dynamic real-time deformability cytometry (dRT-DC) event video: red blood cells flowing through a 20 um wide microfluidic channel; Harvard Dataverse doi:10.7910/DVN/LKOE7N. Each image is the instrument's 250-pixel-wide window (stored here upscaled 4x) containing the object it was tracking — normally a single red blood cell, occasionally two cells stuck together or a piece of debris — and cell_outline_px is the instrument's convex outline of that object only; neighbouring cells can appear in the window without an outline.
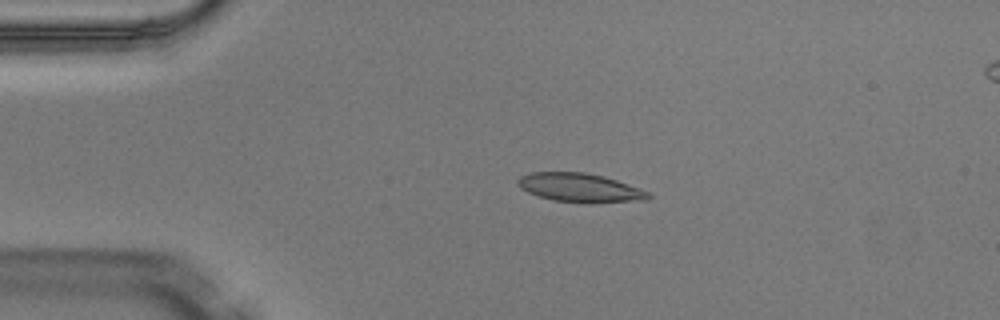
{"species": "Egyptian fruit bat (a non-hibernating species)", "species_latin": "Rousettus aegyptiacus", "temperature_condition": "warm", "stored_images_in_passage": 4, "camera_frame_rate_fps": 3000, "um_per_image_px": 0.085, "animal": {"sex": "male"}, "frame": {"image": 1, "passage_image": 2, "time_ms": 0.333, "image_size_px": [1000, 320], "cell_outline_px": [[652, 196], [648, 200], [588, 204], [556, 200], [540, 196], [528, 192], [520, 188], [516, 180], [520, 176], [532, 172], [584, 172], [604, 176], [616, 180], [648, 192]], "centroid_in_image_um": [49.31, 15.96], "position_along_channel_um": 35.7, "area_um2": 21.96}}